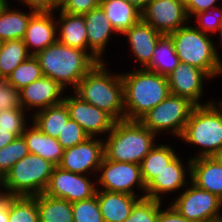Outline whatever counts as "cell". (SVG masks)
<instances>
[{"instance_id": "1", "label": "cell", "mask_w": 222, "mask_h": 222, "mask_svg": "<svg viewBox=\"0 0 222 222\" xmlns=\"http://www.w3.org/2000/svg\"><path fill=\"white\" fill-rule=\"evenodd\" d=\"M73 91L82 100L109 114L115 121L125 119L121 74L111 73L105 61L96 63Z\"/></svg>"}, {"instance_id": "2", "label": "cell", "mask_w": 222, "mask_h": 222, "mask_svg": "<svg viewBox=\"0 0 222 222\" xmlns=\"http://www.w3.org/2000/svg\"><path fill=\"white\" fill-rule=\"evenodd\" d=\"M126 120H140L170 95L166 76L138 68L120 73Z\"/></svg>"}, {"instance_id": "3", "label": "cell", "mask_w": 222, "mask_h": 222, "mask_svg": "<svg viewBox=\"0 0 222 222\" xmlns=\"http://www.w3.org/2000/svg\"><path fill=\"white\" fill-rule=\"evenodd\" d=\"M34 56L43 76L52 78L65 89L70 86L71 90L97 63L86 51L66 46L58 40Z\"/></svg>"}, {"instance_id": "4", "label": "cell", "mask_w": 222, "mask_h": 222, "mask_svg": "<svg viewBox=\"0 0 222 222\" xmlns=\"http://www.w3.org/2000/svg\"><path fill=\"white\" fill-rule=\"evenodd\" d=\"M158 138L138 120H119L104 140V158L111 161L141 164L157 144Z\"/></svg>"}, {"instance_id": "5", "label": "cell", "mask_w": 222, "mask_h": 222, "mask_svg": "<svg viewBox=\"0 0 222 222\" xmlns=\"http://www.w3.org/2000/svg\"><path fill=\"white\" fill-rule=\"evenodd\" d=\"M168 36L181 63L193 65L205 71L212 79L222 75V58L211 35L203 33L189 23ZM220 75V76H219Z\"/></svg>"}, {"instance_id": "6", "label": "cell", "mask_w": 222, "mask_h": 222, "mask_svg": "<svg viewBox=\"0 0 222 222\" xmlns=\"http://www.w3.org/2000/svg\"><path fill=\"white\" fill-rule=\"evenodd\" d=\"M216 101L195 106L179 138L183 143L198 147L197 155L191 159L212 157L222 148V103Z\"/></svg>"}, {"instance_id": "7", "label": "cell", "mask_w": 222, "mask_h": 222, "mask_svg": "<svg viewBox=\"0 0 222 222\" xmlns=\"http://www.w3.org/2000/svg\"><path fill=\"white\" fill-rule=\"evenodd\" d=\"M54 167L50 161L29 153L5 175L4 188L13 196L33 197L42 194Z\"/></svg>"}, {"instance_id": "8", "label": "cell", "mask_w": 222, "mask_h": 222, "mask_svg": "<svg viewBox=\"0 0 222 222\" xmlns=\"http://www.w3.org/2000/svg\"><path fill=\"white\" fill-rule=\"evenodd\" d=\"M195 106L185 97L170 94L139 121L156 135L165 132L164 134H171L178 139Z\"/></svg>"}, {"instance_id": "9", "label": "cell", "mask_w": 222, "mask_h": 222, "mask_svg": "<svg viewBox=\"0 0 222 222\" xmlns=\"http://www.w3.org/2000/svg\"><path fill=\"white\" fill-rule=\"evenodd\" d=\"M95 178H97V189L134 195L141 199L145 198L146 186L142 179L139 164L111 161L103 158ZM135 188H137V192L140 193L141 191L144 195L136 194Z\"/></svg>"}, {"instance_id": "10", "label": "cell", "mask_w": 222, "mask_h": 222, "mask_svg": "<svg viewBox=\"0 0 222 222\" xmlns=\"http://www.w3.org/2000/svg\"><path fill=\"white\" fill-rule=\"evenodd\" d=\"M178 194L169 203L186 219L203 222L222 217V200L215 194L198 188L191 181Z\"/></svg>"}, {"instance_id": "11", "label": "cell", "mask_w": 222, "mask_h": 222, "mask_svg": "<svg viewBox=\"0 0 222 222\" xmlns=\"http://www.w3.org/2000/svg\"><path fill=\"white\" fill-rule=\"evenodd\" d=\"M89 175L73 173L55 166L48 185L43 192L51 197L65 199L70 203L89 199L96 195V179Z\"/></svg>"}, {"instance_id": "12", "label": "cell", "mask_w": 222, "mask_h": 222, "mask_svg": "<svg viewBox=\"0 0 222 222\" xmlns=\"http://www.w3.org/2000/svg\"><path fill=\"white\" fill-rule=\"evenodd\" d=\"M103 158L104 138L89 137L76 146L64 149L58 166L73 173L95 176Z\"/></svg>"}, {"instance_id": "13", "label": "cell", "mask_w": 222, "mask_h": 222, "mask_svg": "<svg viewBox=\"0 0 222 222\" xmlns=\"http://www.w3.org/2000/svg\"><path fill=\"white\" fill-rule=\"evenodd\" d=\"M141 19L163 35L192 23L182 0H153L142 11Z\"/></svg>"}, {"instance_id": "14", "label": "cell", "mask_w": 222, "mask_h": 222, "mask_svg": "<svg viewBox=\"0 0 222 222\" xmlns=\"http://www.w3.org/2000/svg\"><path fill=\"white\" fill-rule=\"evenodd\" d=\"M72 94L65 95L63 100L69 118L77 122L90 137L106 136L116 121L106 112L82 100L74 92Z\"/></svg>"}, {"instance_id": "15", "label": "cell", "mask_w": 222, "mask_h": 222, "mask_svg": "<svg viewBox=\"0 0 222 222\" xmlns=\"http://www.w3.org/2000/svg\"><path fill=\"white\" fill-rule=\"evenodd\" d=\"M212 78L203 70L189 65L187 63H179V65L167 76L170 94L182 96L189 99L197 105H207L214 101H204V82ZM205 80V81H204Z\"/></svg>"}, {"instance_id": "16", "label": "cell", "mask_w": 222, "mask_h": 222, "mask_svg": "<svg viewBox=\"0 0 222 222\" xmlns=\"http://www.w3.org/2000/svg\"><path fill=\"white\" fill-rule=\"evenodd\" d=\"M178 155L145 188V198L163 201L167 194L182 191L191 181V158L186 162ZM188 175V176H187ZM189 178V179H188ZM189 180V181H188ZM182 189V190H180Z\"/></svg>"}, {"instance_id": "17", "label": "cell", "mask_w": 222, "mask_h": 222, "mask_svg": "<svg viewBox=\"0 0 222 222\" xmlns=\"http://www.w3.org/2000/svg\"><path fill=\"white\" fill-rule=\"evenodd\" d=\"M58 82L43 76L19 90L20 105L27 112L33 114L39 110L63 102L65 91ZM64 94V95H63Z\"/></svg>"}, {"instance_id": "18", "label": "cell", "mask_w": 222, "mask_h": 222, "mask_svg": "<svg viewBox=\"0 0 222 222\" xmlns=\"http://www.w3.org/2000/svg\"><path fill=\"white\" fill-rule=\"evenodd\" d=\"M87 29L88 54L98 63L104 62V53L112 34L117 32L101 6L84 14Z\"/></svg>"}, {"instance_id": "19", "label": "cell", "mask_w": 222, "mask_h": 222, "mask_svg": "<svg viewBox=\"0 0 222 222\" xmlns=\"http://www.w3.org/2000/svg\"><path fill=\"white\" fill-rule=\"evenodd\" d=\"M54 13L35 12L30 17L23 42L32 55L57 41V22Z\"/></svg>"}, {"instance_id": "20", "label": "cell", "mask_w": 222, "mask_h": 222, "mask_svg": "<svg viewBox=\"0 0 222 222\" xmlns=\"http://www.w3.org/2000/svg\"><path fill=\"white\" fill-rule=\"evenodd\" d=\"M123 35L128 40V46H130L129 49H131L134 59L142 66V69L151 63L157 43L164 36L142 19L124 32Z\"/></svg>"}, {"instance_id": "21", "label": "cell", "mask_w": 222, "mask_h": 222, "mask_svg": "<svg viewBox=\"0 0 222 222\" xmlns=\"http://www.w3.org/2000/svg\"><path fill=\"white\" fill-rule=\"evenodd\" d=\"M96 196L104 222H124L141 199L125 193L97 189Z\"/></svg>"}, {"instance_id": "22", "label": "cell", "mask_w": 222, "mask_h": 222, "mask_svg": "<svg viewBox=\"0 0 222 222\" xmlns=\"http://www.w3.org/2000/svg\"><path fill=\"white\" fill-rule=\"evenodd\" d=\"M56 17L57 40L66 46L78 48L88 53L87 29L84 15L69 14L60 9Z\"/></svg>"}, {"instance_id": "23", "label": "cell", "mask_w": 222, "mask_h": 222, "mask_svg": "<svg viewBox=\"0 0 222 222\" xmlns=\"http://www.w3.org/2000/svg\"><path fill=\"white\" fill-rule=\"evenodd\" d=\"M29 123L31 124L25 127L21 135L25 140L29 153L41 156L58 166L64 154V148L57 138L44 134L32 121H29Z\"/></svg>"}, {"instance_id": "24", "label": "cell", "mask_w": 222, "mask_h": 222, "mask_svg": "<svg viewBox=\"0 0 222 222\" xmlns=\"http://www.w3.org/2000/svg\"><path fill=\"white\" fill-rule=\"evenodd\" d=\"M191 182L222 200V165L212 157L191 159Z\"/></svg>"}, {"instance_id": "25", "label": "cell", "mask_w": 222, "mask_h": 222, "mask_svg": "<svg viewBox=\"0 0 222 222\" xmlns=\"http://www.w3.org/2000/svg\"><path fill=\"white\" fill-rule=\"evenodd\" d=\"M100 6L105 11L117 35H122L141 20V11L125 0H102Z\"/></svg>"}, {"instance_id": "26", "label": "cell", "mask_w": 222, "mask_h": 222, "mask_svg": "<svg viewBox=\"0 0 222 222\" xmlns=\"http://www.w3.org/2000/svg\"><path fill=\"white\" fill-rule=\"evenodd\" d=\"M28 117L44 134L53 138H58L70 119L64 102L39 110Z\"/></svg>"}, {"instance_id": "27", "label": "cell", "mask_w": 222, "mask_h": 222, "mask_svg": "<svg viewBox=\"0 0 222 222\" xmlns=\"http://www.w3.org/2000/svg\"><path fill=\"white\" fill-rule=\"evenodd\" d=\"M11 6L8 4L0 12V43L12 39L23 40L29 19L35 13L32 10L26 13L18 8L11 9Z\"/></svg>"}, {"instance_id": "28", "label": "cell", "mask_w": 222, "mask_h": 222, "mask_svg": "<svg viewBox=\"0 0 222 222\" xmlns=\"http://www.w3.org/2000/svg\"><path fill=\"white\" fill-rule=\"evenodd\" d=\"M178 152L172 148V144L155 145L144 157L140 164L142 179L145 186L158 175L177 156Z\"/></svg>"}, {"instance_id": "29", "label": "cell", "mask_w": 222, "mask_h": 222, "mask_svg": "<svg viewBox=\"0 0 222 222\" xmlns=\"http://www.w3.org/2000/svg\"><path fill=\"white\" fill-rule=\"evenodd\" d=\"M39 222H73L72 203L44 193L36 195Z\"/></svg>"}, {"instance_id": "30", "label": "cell", "mask_w": 222, "mask_h": 222, "mask_svg": "<svg viewBox=\"0 0 222 222\" xmlns=\"http://www.w3.org/2000/svg\"><path fill=\"white\" fill-rule=\"evenodd\" d=\"M179 63L171 38L164 35L158 41L151 63L145 69L167 77Z\"/></svg>"}, {"instance_id": "31", "label": "cell", "mask_w": 222, "mask_h": 222, "mask_svg": "<svg viewBox=\"0 0 222 222\" xmlns=\"http://www.w3.org/2000/svg\"><path fill=\"white\" fill-rule=\"evenodd\" d=\"M32 54L28 51L23 40L12 39L0 43V73L4 79L15 70L20 63Z\"/></svg>"}, {"instance_id": "32", "label": "cell", "mask_w": 222, "mask_h": 222, "mask_svg": "<svg viewBox=\"0 0 222 222\" xmlns=\"http://www.w3.org/2000/svg\"><path fill=\"white\" fill-rule=\"evenodd\" d=\"M43 77L42 69L37 58L31 55L28 59L19 64L7 77V81L17 90Z\"/></svg>"}, {"instance_id": "33", "label": "cell", "mask_w": 222, "mask_h": 222, "mask_svg": "<svg viewBox=\"0 0 222 222\" xmlns=\"http://www.w3.org/2000/svg\"><path fill=\"white\" fill-rule=\"evenodd\" d=\"M9 222H39L36 196H14L9 203Z\"/></svg>"}, {"instance_id": "34", "label": "cell", "mask_w": 222, "mask_h": 222, "mask_svg": "<svg viewBox=\"0 0 222 222\" xmlns=\"http://www.w3.org/2000/svg\"><path fill=\"white\" fill-rule=\"evenodd\" d=\"M29 154L28 147L22 136L0 149V174L4 177L12 166Z\"/></svg>"}, {"instance_id": "35", "label": "cell", "mask_w": 222, "mask_h": 222, "mask_svg": "<svg viewBox=\"0 0 222 222\" xmlns=\"http://www.w3.org/2000/svg\"><path fill=\"white\" fill-rule=\"evenodd\" d=\"M73 222H104L97 196L72 203Z\"/></svg>"}, {"instance_id": "36", "label": "cell", "mask_w": 222, "mask_h": 222, "mask_svg": "<svg viewBox=\"0 0 222 222\" xmlns=\"http://www.w3.org/2000/svg\"><path fill=\"white\" fill-rule=\"evenodd\" d=\"M162 201L142 198L132 208L124 222H156Z\"/></svg>"}, {"instance_id": "37", "label": "cell", "mask_w": 222, "mask_h": 222, "mask_svg": "<svg viewBox=\"0 0 222 222\" xmlns=\"http://www.w3.org/2000/svg\"><path fill=\"white\" fill-rule=\"evenodd\" d=\"M196 19L197 29L203 33L213 35L220 27L222 20V5L216 8H210L208 10L195 14L192 19Z\"/></svg>"}, {"instance_id": "38", "label": "cell", "mask_w": 222, "mask_h": 222, "mask_svg": "<svg viewBox=\"0 0 222 222\" xmlns=\"http://www.w3.org/2000/svg\"><path fill=\"white\" fill-rule=\"evenodd\" d=\"M89 137L77 122L69 119L62 132L59 133L57 140L64 149H67L84 142Z\"/></svg>"}, {"instance_id": "39", "label": "cell", "mask_w": 222, "mask_h": 222, "mask_svg": "<svg viewBox=\"0 0 222 222\" xmlns=\"http://www.w3.org/2000/svg\"><path fill=\"white\" fill-rule=\"evenodd\" d=\"M26 111L20 107L0 111V129L24 130L28 125Z\"/></svg>"}, {"instance_id": "40", "label": "cell", "mask_w": 222, "mask_h": 222, "mask_svg": "<svg viewBox=\"0 0 222 222\" xmlns=\"http://www.w3.org/2000/svg\"><path fill=\"white\" fill-rule=\"evenodd\" d=\"M19 90L6 79L0 80V111L20 108Z\"/></svg>"}, {"instance_id": "41", "label": "cell", "mask_w": 222, "mask_h": 222, "mask_svg": "<svg viewBox=\"0 0 222 222\" xmlns=\"http://www.w3.org/2000/svg\"><path fill=\"white\" fill-rule=\"evenodd\" d=\"M102 0H67L59 9L69 14L84 15L100 6Z\"/></svg>"}, {"instance_id": "42", "label": "cell", "mask_w": 222, "mask_h": 222, "mask_svg": "<svg viewBox=\"0 0 222 222\" xmlns=\"http://www.w3.org/2000/svg\"><path fill=\"white\" fill-rule=\"evenodd\" d=\"M185 4L186 12L189 17V19H192V17L202 11L208 10L210 8H216L218 6V2H221L220 0H182ZM222 4V2H221Z\"/></svg>"}, {"instance_id": "43", "label": "cell", "mask_w": 222, "mask_h": 222, "mask_svg": "<svg viewBox=\"0 0 222 222\" xmlns=\"http://www.w3.org/2000/svg\"><path fill=\"white\" fill-rule=\"evenodd\" d=\"M20 1V2H19ZM22 6L29 8L34 12H55L59 7L54 3V0H17Z\"/></svg>"}, {"instance_id": "44", "label": "cell", "mask_w": 222, "mask_h": 222, "mask_svg": "<svg viewBox=\"0 0 222 222\" xmlns=\"http://www.w3.org/2000/svg\"><path fill=\"white\" fill-rule=\"evenodd\" d=\"M167 205L168 207L163 209V203L161 204L156 222H195L180 215L172 205Z\"/></svg>"}, {"instance_id": "45", "label": "cell", "mask_w": 222, "mask_h": 222, "mask_svg": "<svg viewBox=\"0 0 222 222\" xmlns=\"http://www.w3.org/2000/svg\"><path fill=\"white\" fill-rule=\"evenodd\" d=\"M13 197L14 196L6 190L0 193V222H9V203Z\"/></svg>"}, {"instance_id": "46", "label": "cell", "mask_w": 222, "mask_h": 222, "mask_svg": "<svg viewBox=\"0 0 222 222\" xmlns=\"http://www.w3.org/2000/svg\"><path fill=\"white\" fill-rule=\"evenodd\" d=\"M24 130L0 129V149L11 143L15 138L20 137Z\"/></svg>"}, {"instance_id": "47", "label": "cell", "mask_w": 222, "mask_h": 222, "mask_svg": "<svg viewBox=\"0 0 222 222\" xmlns=\"http://www.w3.org/2000/svg\"><path fill=\"white\" fill-rule=\"evenodd\" d=\"M127 3L135 6L139 11H143L146 6L153 0H125Z\"/></svg>"}, {"instance_id": "48", "label": "cell", "mask_w": 222, "mask_h": 222, "mask_svg": "<svg viewBox=\"0 0 222 222\" xmlns=\"http://www.w3.org/2000/svg\"><path fill=\"white\" fill-rule=\"evenodd\" d=\"M212 158L220 165H222V148L218 150Z\"/></svg>"}, {"instance_id": "49", "label": "cell", "mask_w": 222, "mask_h": 222, "mask_svg": "<svg viewBox=\"0 0 222 222\" xmlns=\"http://www.w3.org/2000/svg\"><path fill=\"white\" fill-rule=\"evenodd\" d=\"M215 34H219L220 35V37H219L220 42L219 43L222 46V20H221V23H220V27L218 28V30H217V32Z\"/></svg>"}, {"instance_id": "50", "label": "cell", "mask_w": 222, "mask_h": 222, "mask_svg": "<svg viewBox=\"0 0 222 222\" xmlns=\"http://www.w3.org/2000/svg\"><path fill=\"white\" fill-rule=\"evenodd\" d=\"M0 193L3 192L5 190L4 188V176L2 174H0Z\"/></svg>"}, {"instance_id": "51", "label": "cell", "mask_w": 222, "mask_h": 222, "mask_svg": "<svg viewBox=\"0 0 222 222\" xmlns=\"http://www.w3.org/2000/svg\"><path fill=\"white\" fill-rule=\"evenodd\" d=\"M10 4L6 0H0V12L8 5Z\"/></svg>"}, {"instance_id": "52", "label": "cell", "mask_w": 222, "mask_h": 222, "mask_svg": "<svg viewBox=\"0 0 222 222\" xmlns=\"http://www.w3.org/2000/svg\"><path fill=\"white\" fill-rule=\"evenodd\" d=\"M67 0H54V3L60 8Z\"/></svg>"}, {"instance_id": "53", "label": "cell", "mask_w": 222, "mask_h": 222, "mask_svg": "<svg viewBox=\"0 0 222 222\" xmlns=\"http://www.w3.org/2000/svg\"><path fill=\"white\" fill-rule=\"evenodd\" d=\"M203 222H222V217L218 219L209 220V221H203Z\"/></svg>"}]
</instances>
